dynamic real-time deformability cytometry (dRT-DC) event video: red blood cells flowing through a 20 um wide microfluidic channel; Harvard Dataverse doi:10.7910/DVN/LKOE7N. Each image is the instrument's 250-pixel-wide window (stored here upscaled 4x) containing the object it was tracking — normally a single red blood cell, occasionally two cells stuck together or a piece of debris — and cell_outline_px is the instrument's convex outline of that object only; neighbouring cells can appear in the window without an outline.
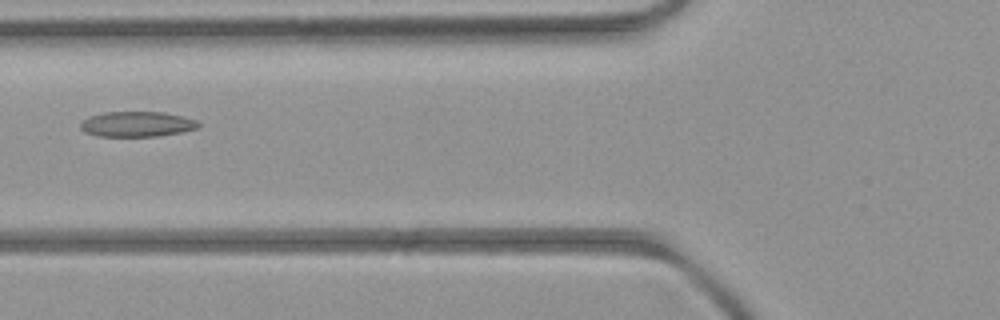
{"species": "common noctule bat (a hibernating species)", "species_latin": "Nyctalus noctula", "temperature_condition": "room temperature", "stored_images_in_passage": 6, "camera_frame_rate_fps": 3000, "um_per_image_px": 0.085, "animal": {"sex": "female", "body_mass_g": 21.9}, "frame": {"image": 1, "passage_image": 5, "time_ms": 5.333, "image_size_px": [1000, 320], "cell_outline_px": [[200, 124], [196, 128], [184, 132], [160, 136], [96, 136], [84, 132], [80, 128], [80, 124], [88, 116], [104, 112], [164, 112], [184, 116], [196, 120]], "centroid_in_image_um": [11.64, 10.55], "position_along_channel_um": 114.2, "area_um2": 17.51}}
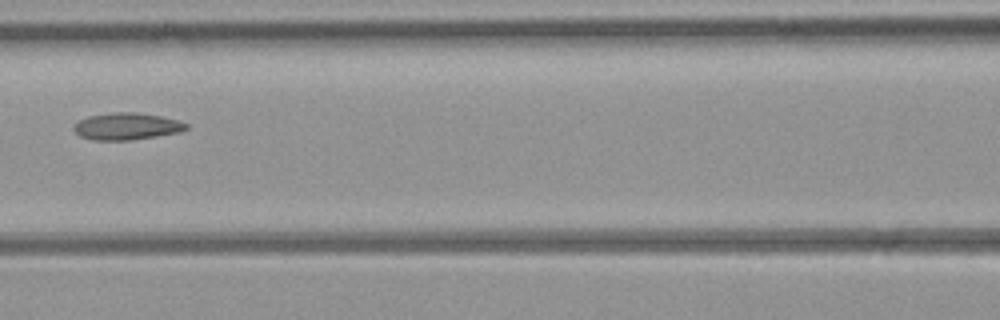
{"frame": {"image": 2, "passage_image": 6, "time_ms": 6.333, "image_size_px": [1000, 320], "cell_outline_px": [[188, 128], [180, 132], [156, 136], [128, 140], [92, 140], [80, 136], [72, 128], [80, 120], [88, 116], [112, 112], [136, 112], [160, 116], [176, 120], [188, 124]], "centroid_in_image_um": [10.76, 10.73], "position_along_channel_um": 155.8, "area_um2": 17.51}}